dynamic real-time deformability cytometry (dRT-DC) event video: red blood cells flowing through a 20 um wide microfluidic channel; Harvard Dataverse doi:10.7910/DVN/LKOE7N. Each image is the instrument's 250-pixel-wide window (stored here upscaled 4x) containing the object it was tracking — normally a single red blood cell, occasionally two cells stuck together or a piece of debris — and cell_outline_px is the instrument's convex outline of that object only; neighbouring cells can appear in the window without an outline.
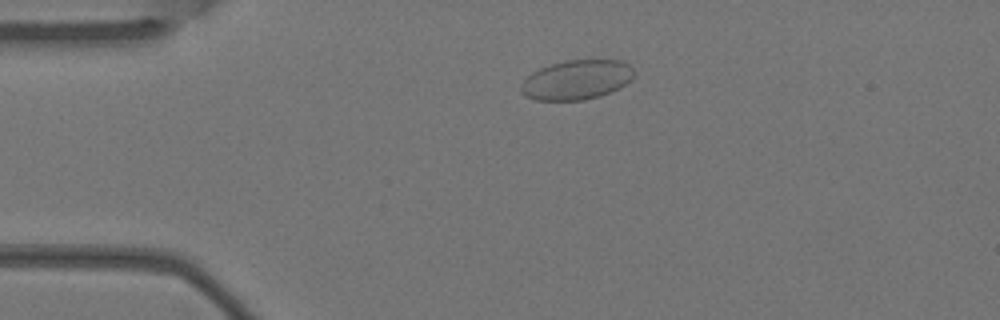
{"species": "Egyptian fruit bat (a non-hibernating species)", "species_latin": "Rousettus aegyptiacus", "temperature_condition": "warm", "stored_images_in_passage": 2, "camera_frame_rate_fps": 3000, "um_per_image_px": 0.085, "animal": {"sex": "female"}, "frame": {"image": 1, "passage_image": 1, "time_ms": 0.0, "image_size_px": [1000, 320], "cell_outline_px": [[632, 76], [624, 84], [600, 96], [584, 100], [536, 100], [524, 96], [520, 92], [520, 84], [532, 72], [540, 68], [564, 60], [620, 60], [628, 64], [632, 68]], "centroid_in_image_um": [48.94, 6.79], "position_along_channel_um": 36.1, "area_um2": 25.78}}